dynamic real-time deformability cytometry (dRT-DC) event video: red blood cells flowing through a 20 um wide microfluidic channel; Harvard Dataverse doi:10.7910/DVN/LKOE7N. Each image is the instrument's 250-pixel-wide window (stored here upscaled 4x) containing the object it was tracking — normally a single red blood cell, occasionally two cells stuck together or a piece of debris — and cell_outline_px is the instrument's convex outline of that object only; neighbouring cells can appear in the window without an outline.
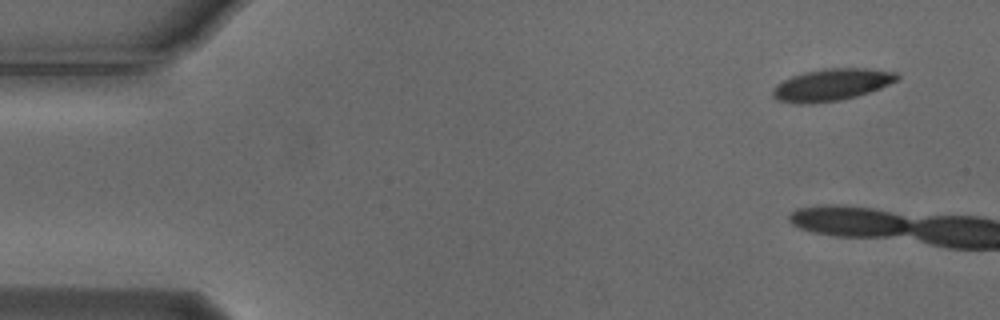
{"species": "Egyptian fruit bat (a non-hibernating species)", "species_latin": "Rousettus aegyptiacus", "temperature_condition": "cold", "stored_images_in_passage": 3, "camera_frame_rate_fps": 3000, "um_per_image_px": 0.085, "animal": {"sex": "male"}, "frame": {"image": 1, "passage_image": 1, "time_ms": 0.0, "image_size_px": [1000, 320], "cell_outline_px": [[900, 76], [896, 80], [880, 88], [856, 96], [840, 100], [812, 104], [796, 104], [776, 100], [772, 96], [772, 88], [776, 84], [792, 76], [804, 72], [824, 68], [868, 68], [896, 72]], "centroid_in_image_um": [70.64, 7.21], "position_along_channel_um": 14.4, "area_um2": 23.29}}